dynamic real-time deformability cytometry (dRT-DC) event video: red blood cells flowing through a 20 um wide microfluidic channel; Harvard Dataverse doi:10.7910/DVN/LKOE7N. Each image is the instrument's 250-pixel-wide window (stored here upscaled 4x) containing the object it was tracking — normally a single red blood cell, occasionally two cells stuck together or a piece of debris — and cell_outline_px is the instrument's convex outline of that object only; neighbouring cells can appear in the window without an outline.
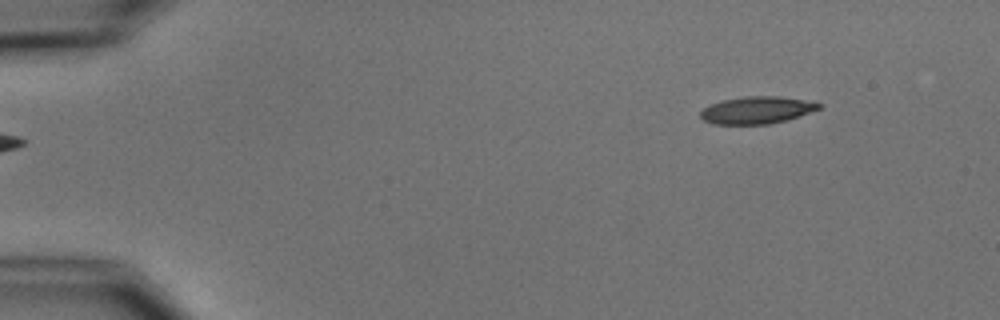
{"species": "common noctule bat (a hibernating species)", "species_latin": "Nyctalus noctula", "temperature_condition": "cold", "stored_images_in_passage": 6, "segment_of_instrument_passage": [2, 2], "camera_frame_rate_fps": 3000, "um_per_image_px": 0.085, "animal": {"sex": "male", "body_mass_g": 15.6}, "frame": {"image": 1, "passage_image": 6, "time_ms": 6.0, "image_size_px": [1000, 320], "cell_outline_px": [[824, 104], [820, 108], [788, 120], [768, 124], [712, 124], [704, 120], [700, 116], [700, 112], [708, 104], [720, 100], [744, 96], [780, 96], [816, 100]], "centroid_in_image_um": [64.38, 9.34], "position_along_channel_um": 20.6, "area_um2": 19.25}}